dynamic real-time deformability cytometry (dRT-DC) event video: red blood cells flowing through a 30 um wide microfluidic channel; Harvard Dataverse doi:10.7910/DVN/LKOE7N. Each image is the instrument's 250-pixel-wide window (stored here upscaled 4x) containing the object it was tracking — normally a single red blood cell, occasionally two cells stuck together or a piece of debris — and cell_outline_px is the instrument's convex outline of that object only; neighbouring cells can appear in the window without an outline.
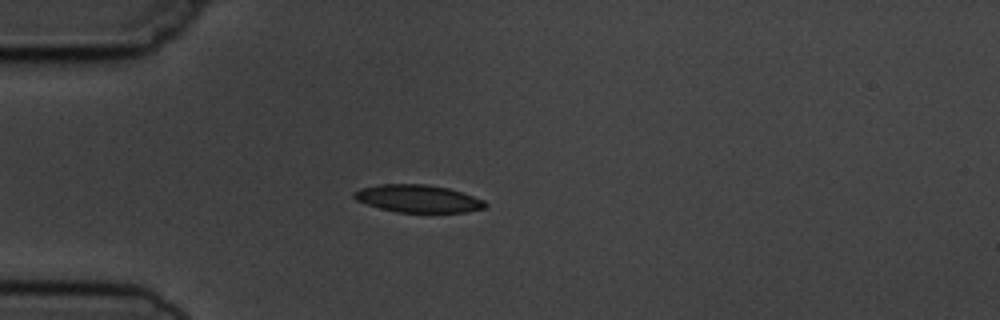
{"species": "common noctule bat (a hibernating species)", "species_latin": "Nyctalus noctula", "temperature_condition": "cold", "stored_images_in_passage": 5, "camera_frame_rate_fps": 3000, "um_per_image_px": 0.085, "animal": {"sex": "male", "body_mass_g": 19.5, "forearm_length_mm": 54.6}, "frame": {"image": 1, "passage_image": 4, "time_ms": 3.667, "image_size_px": [1000, 320], "cell_outline_px": [[488, 204], [484, 208], [468, 212], [396, 212], [380, 208], [356, 200], [352, 196], [352, 192], [360, 188], [380, 184], [428, 184], [448, 188], [484, 200]], "centroid_in_image_um": [35.51, 16.88], "position_along_channel_um": 49.5, "area_um2": 21.04}}